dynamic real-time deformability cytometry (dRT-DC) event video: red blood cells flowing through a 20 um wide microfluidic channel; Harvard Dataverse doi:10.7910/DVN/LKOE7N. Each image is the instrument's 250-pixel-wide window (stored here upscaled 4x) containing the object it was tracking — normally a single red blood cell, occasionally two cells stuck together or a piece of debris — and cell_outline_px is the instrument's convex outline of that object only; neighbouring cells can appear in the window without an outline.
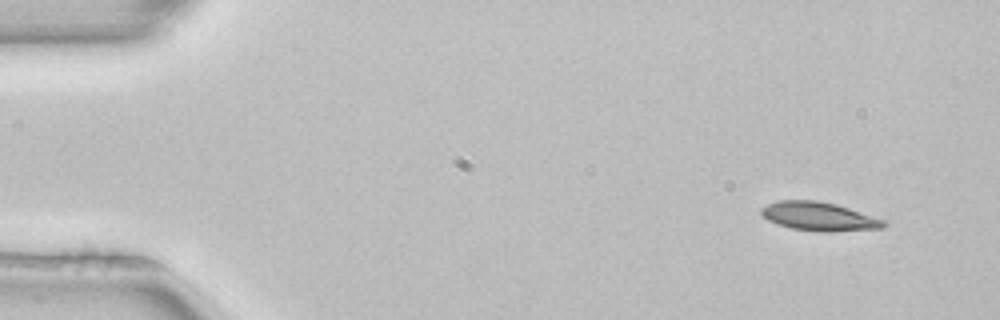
{"species": "common noctule bat (a hibernating species)", "species_latin": "Nyctalus noctula", "temperature_condition": "room temperature", "stored_images_in_passage": 3, "camera_frame_rate_fps": 3000, "um_per_image_px": 0.085, "animal": {"sex": "female", "body_mass_g": 22.7, "forearm_length_mm": 54.2}, "frame": {"image": 1, "passage_image": 1, "time_ms": 0.0, "image_size_px": [1000, 320], "cell_outline_px": [[888, 224], [884, 228], [828, 232], [820, 232], [792, 228], [776, 224], [768, 220], [760, 212], [760, 208], [768, 204], [780, 200], [816, 200], [836, 204], [888, 220]], "centroid_in_image_um": [69.67, 18.4], "position_along_channel_um": 15.3, "area_um2": 20.69}}
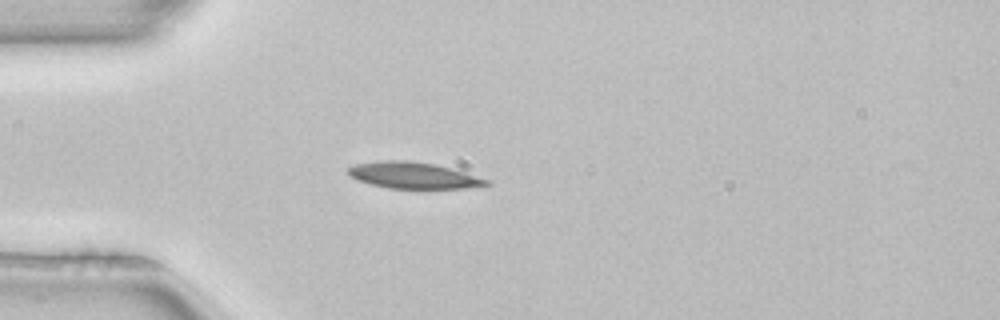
{"frame": {"image": 2, "passage_image": 3, "time_ms": 0.667, "image_size_px": [1000, 320], "cell_outline_px": [[492, 184], [464, 188], [388, 188], [356, 180], [348, 172], [348, 168], [356, 164], [384, 160], [404, 160], [432, 164], [452, 168], [488, 180]], "centroid_in_image_um": [35.13, 14.91], "position_along_channel_um": 49.9, "area_um2": 20.81}}